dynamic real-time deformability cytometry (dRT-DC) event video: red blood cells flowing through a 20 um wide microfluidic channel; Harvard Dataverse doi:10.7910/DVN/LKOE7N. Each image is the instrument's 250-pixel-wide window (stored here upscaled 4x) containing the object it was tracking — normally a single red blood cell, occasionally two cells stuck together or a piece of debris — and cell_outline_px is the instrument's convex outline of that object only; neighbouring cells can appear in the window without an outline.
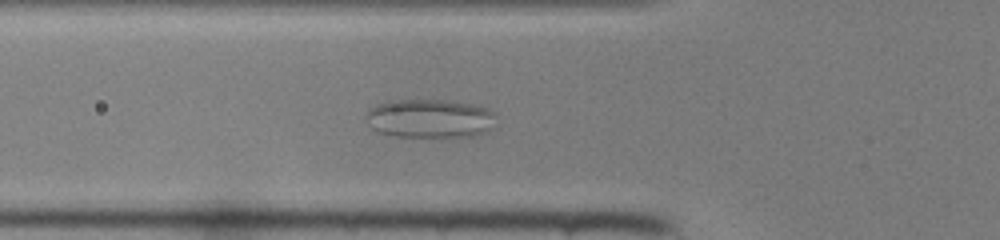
{"species": "common noctule bat (a hibernating species)", "species_latin": "Nyctalus noctula", "temperature_condition": "room temperature", "stored_images_in_passage": 37, "camera_frame_rate_fps": 3000, "um_per_image_px": 0.085, "animal": {"sex": "female", "body_mass_g": 22.0, "forearm_length_mm": 56.7}, "frame": {"image": 1, "passage_image": 8, "time_ms": 2.333, "image_size_px": [1000, 240], "cell_outline_px": [[496, 128], [472, 136], [396, 136], [376, 132], [368, 124], [364, 116], [368, 108], [376, 104], [388, 100], [444, 100], [476, 104], [488, 108], [496, 112]], "centroid_in_image_um": [36.55, 10.05], "position_along_channel_um": 89.2, "area_um2": 30.0}}
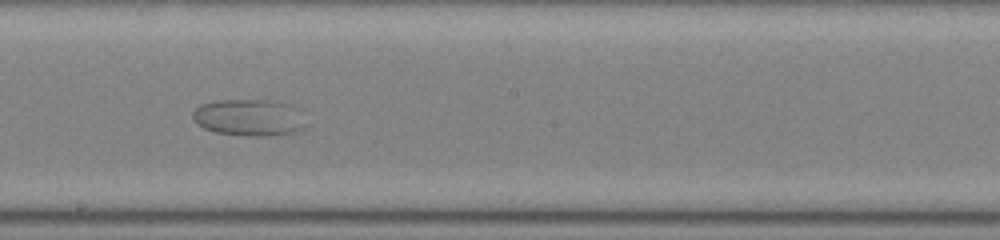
{"frame": {"image": 2, "passage_image": 18, "time_ms": 5.667, "image_size_px": [1000, 240], "cell_outline_px": [[308, 124], [304, 128], [296, 132], [260, 136], [244, 136], [216, 132], [204, 128], [196, 124], [192, 116], [192, 112], [200, 104], [216, 100], [268, 100], [288, 104], [300, 108]], "centroid_in_image_um": [21.21, 9.99], "position_along_channel_um": 227.0, "area_um2": 24.62}}
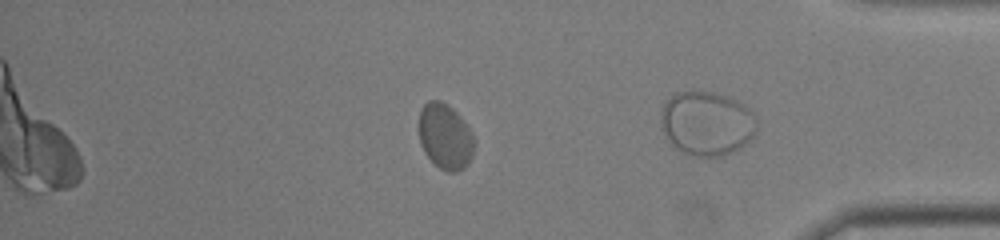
{"frame": {"image": 3, "passage_image": 29, "time_ms": 9.333, "image_size_px": [1000, 240], "cell_outline_px": [[472, 156], [468, 164], [464, 168], [456, 172], [448, 172], [440, 168], [424, 152], [420, 144], [420, 108], [428, 100], [440, 100], [448, 104], [460, 116], [472, 132]], "centroid_in_image_um": [37.83, 11.58], "position_along_channel_um": 397.4, "area_um2": 20.92}}